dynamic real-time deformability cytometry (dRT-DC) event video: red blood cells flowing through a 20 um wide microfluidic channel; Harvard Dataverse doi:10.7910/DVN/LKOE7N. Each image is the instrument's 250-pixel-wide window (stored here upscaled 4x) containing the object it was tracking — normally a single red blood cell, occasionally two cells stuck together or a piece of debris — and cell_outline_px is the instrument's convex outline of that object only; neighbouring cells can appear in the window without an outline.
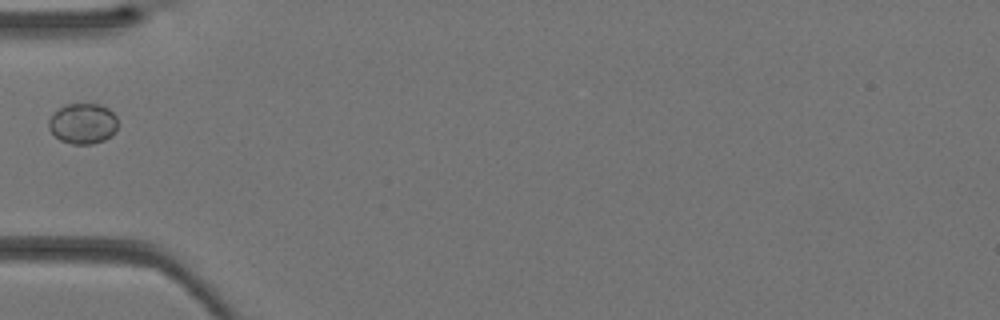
{"species": "Egyptian fruit bat (a non-hibernating species)", "species_latin": "Rousettus aegyptiacus", "temperature_condition": "warm", "stored_images_in_passage": 21, "camera_frame_rate_fps": 3000, "um_per_image_px": 0.085, "animal": {"sex": "female"}, "frame": {"image": 1, "passage_image": 1, "time_ms": 0.0, "image_size_px": [1000, 320], "cell_outline_px": [[116, 132], [104, 140], [92, 144], [72, 144], [60, 140], [48, 128], [48, 120], [52, 112], [68, 104], [100, 104], [108, 108], [116, 116]], "centroid_in_image_um": [7.03, 10.5], "position_along_channel_um": 78.0, "area_um2": 16.36}}
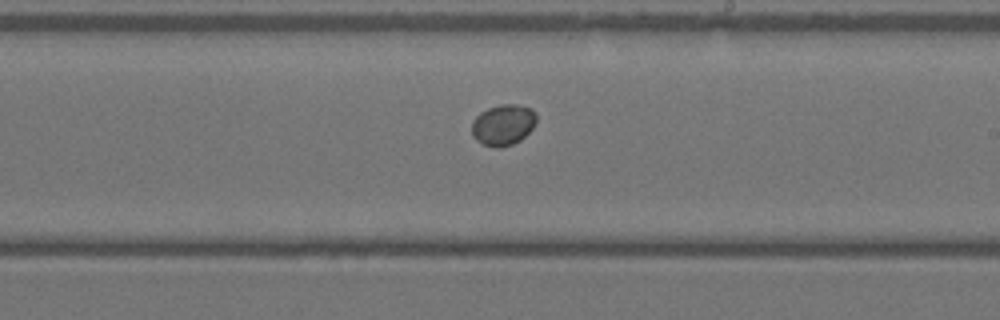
{"frame": {"image": 2, "passage_image": 11, "time_ms": 3.333, "image_size_px": [1000, 320], "cell_outline_px": [[536, 120], [532, 128], [520, 140], [512, 144], [496, 148], [484, 144], [476, 140], [472, 136], [472, 120], [480, 112], [488, 108], [500, 104], [516, 104], [532, 108], [536, 112]], "centroid_in_image_um": [42.76, 10.59], "position_along_channel_um": 246.2, "area_um2": 15.43}}
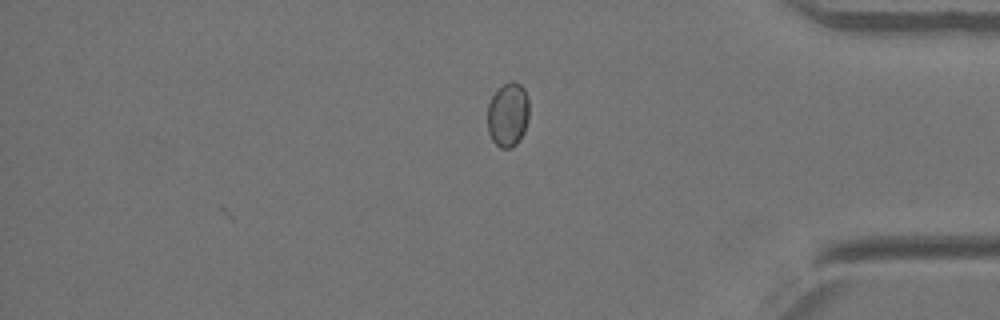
{"frame": {"image": 3, "passage_image": 21, "time_ms": 6.667, "image_size_px": [1000, 320], "cell_outline_px": [[528, 120], [524, 132], [516, 144], [512, 148], [500, 148], [492, 140], [488, 132], [488, 104], [492, 96], [504, 84], [512, 80], [520, 84], [524, 88], [528, 100]], "centroid_in_image_um": [43.18, 9.76], "position_along_channel_um": 392.0, "area_um2": 15.55}}